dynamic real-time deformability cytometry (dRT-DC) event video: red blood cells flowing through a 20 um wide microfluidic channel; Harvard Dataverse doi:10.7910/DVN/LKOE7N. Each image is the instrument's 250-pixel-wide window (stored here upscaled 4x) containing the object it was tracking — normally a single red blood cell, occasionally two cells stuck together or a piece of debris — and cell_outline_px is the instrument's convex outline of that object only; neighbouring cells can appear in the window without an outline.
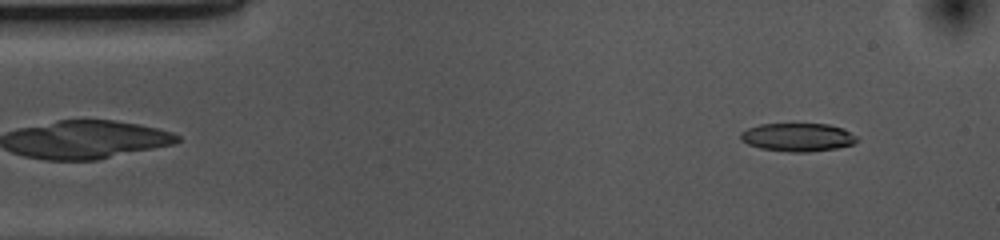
{"species": "common noctule bat (a hibernating species)", "species_latin": "Nyctalus noctula", "temperature_condition": "cold", "stored_images_in_passage": 49, "camera_frame_rate_fps": 3000, "um_per_image_px": 0.085, "animal": {"sex": "female", "body_mass_g": 10.0, "forearm_length_mm": 53.1}, "frame": {"image": 1, "passage_image": 1, "time_ms": 0.0, "image_size_px": [1000, 240], "cell_outline_px": [[856, 140], [852, 144], [836, 148], [808, 152], [792, 152], [760, 148], [748, 144], [740, 140], [740, 132], [748, 128], [760, 124], [828, 124], [844, 128], [856, 136]], "centroid_in_image_um": [67.77, 11.66], "position_along_channel_um": 17.2, "area_um2": 19.07}}
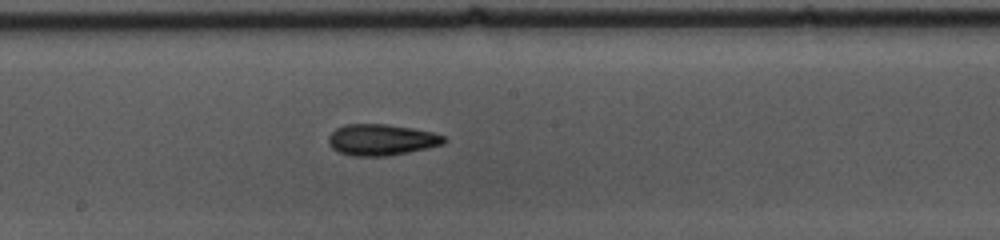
{"frame": {"image": 2, "passage_image": 23, "time_ms": 7.333, "image_size_px": [1000, 240], "cell_outline_px": [[448, 140], [444, 144], [428, 148], [388, 156], [352, 156], [340, 152], [332, 148], [328, 144], [328, 136], [336, 128], [344, 124], [384, 124], [412, 128], [432, 132], [444, 136]], "centroid_in_image_um": [32.42, 11.88], "position_along_channel_um": 215.8, "area_um2": 21.1}}
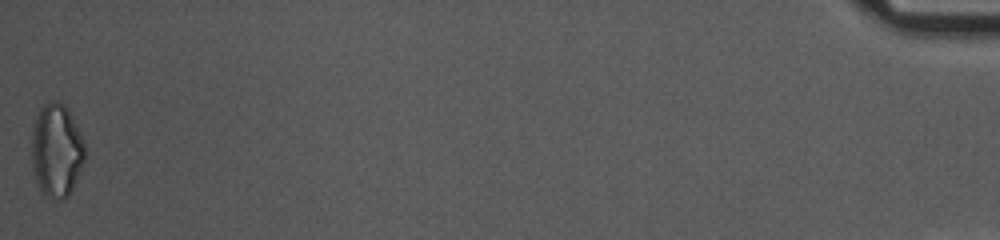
{"frame": {"image": 3, "passage_image": 49, "time_ms": 16.0, "image_size_px": [1000, 240], "cell_outline_px": [[84, 160], [72, 188], [68, 196], [64, 200], [60, 200], [44, 196], [36, 180], [32, 164], [32, 128], [36, 116], [40, 108], [48, 100], [56, 100], [64, 104], [68, 108], [84, 144]], "centroid_in_image_um": [4.78, 12.77], "position_along_channel_um": 430.4, "area_um2": 28.78}, "authors_computed_cell_mechanics": {"area_um2": 20.23, "velocity_mm_per_s": 3.6808, "shape_relaxation_time_tau1_ms": 7.0131, "shape_relaxation_time_tau2_ms": 8.3792, "deformation_change_tau1": 0.1871, "deformation_change_tau2": 0.2083}}